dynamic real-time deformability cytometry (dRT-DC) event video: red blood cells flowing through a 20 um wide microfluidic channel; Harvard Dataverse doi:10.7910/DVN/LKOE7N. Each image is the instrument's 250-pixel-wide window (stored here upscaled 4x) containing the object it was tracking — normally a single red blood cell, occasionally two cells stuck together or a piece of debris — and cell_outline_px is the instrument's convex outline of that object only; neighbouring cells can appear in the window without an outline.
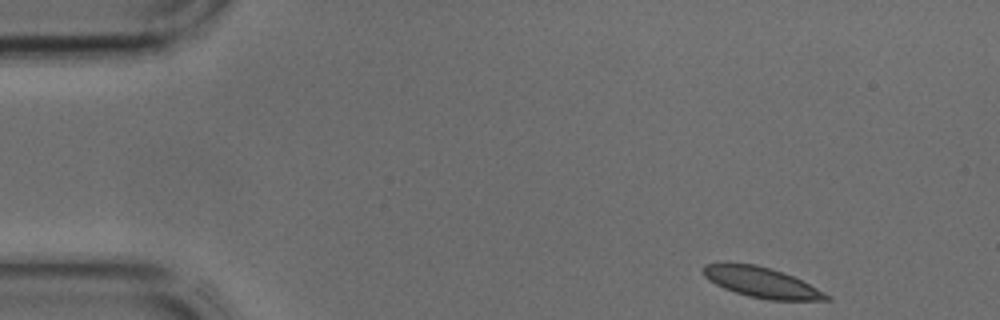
{"species": "common noctule bat (a hibernating species)", "species_latin": "Nyctalus noctula", "temperature_condition": "cold", "stored_images_in_passage": 40, "camera_frame_rate_fps": 3000, "um_per_image_px": 0.085, "animal": {"sex": "male", "body_mass_g": 17.9, "forearm_length_mm": 54.2}, "frame": {"image": 1, "passage_image": 1, "time_ms": 0.0, "image_size_px": [1000, 320], "cell_outline_px": [[832, 300], [768, 300], [748, 296], [724, 288], [708, 280], [704, 276], [704, 264], [756, 264], [792, 276], [832, 296]], "centroid_in_image_um": [64.76, 24.03], "position_along_channel_um": 20.2, "area_um2": 21.21}}
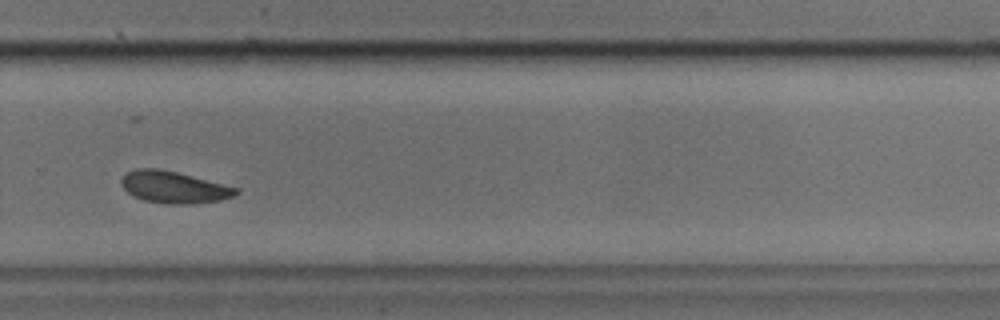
{"frame": {"image": 2, "passage_image": 26, "time_ms": 8.333, "image_size_px": [1000, 320], "cell_outline_px": [[240, 192], [236, 196], [220, 200], [196, 204], [164, 204], [144, 200], [128, 192], [120, 184], [120, 180], [128, 172], [136, 168], [156, 168], [176, 172], [240, 188]], "centroid_in_image_um": [14.83, 15.92], "position_along_channel_um": 315.0, "area_um2": 21.33}}
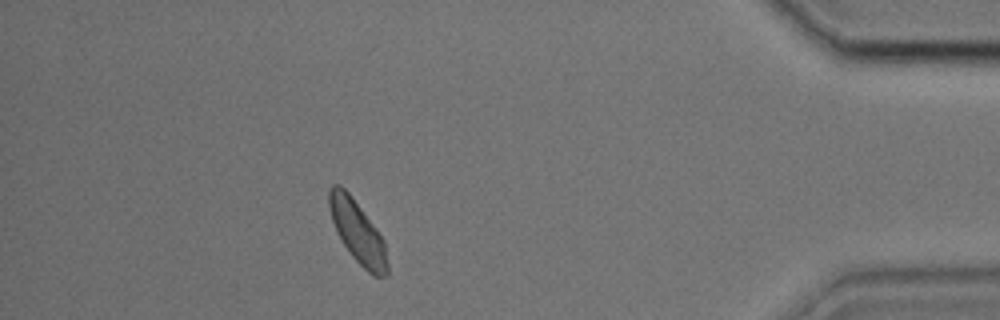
{"frame": {"image": 3, "passage_image": 35, "time_ms": 11.333, "image_size_px": [1000, 320], "cell_outline_px": [[388, 272], [384, 276], [372, 276], [352, 256], [336, 232], [328, 208], [328, 188], [332, 184], [340, 184], [348, 192], [384, 240], [388, 264]], "centroid_in_image_um": [30.36, 19.7], "position_along_channel_um": 404.8, "area_um2": 20.87}}